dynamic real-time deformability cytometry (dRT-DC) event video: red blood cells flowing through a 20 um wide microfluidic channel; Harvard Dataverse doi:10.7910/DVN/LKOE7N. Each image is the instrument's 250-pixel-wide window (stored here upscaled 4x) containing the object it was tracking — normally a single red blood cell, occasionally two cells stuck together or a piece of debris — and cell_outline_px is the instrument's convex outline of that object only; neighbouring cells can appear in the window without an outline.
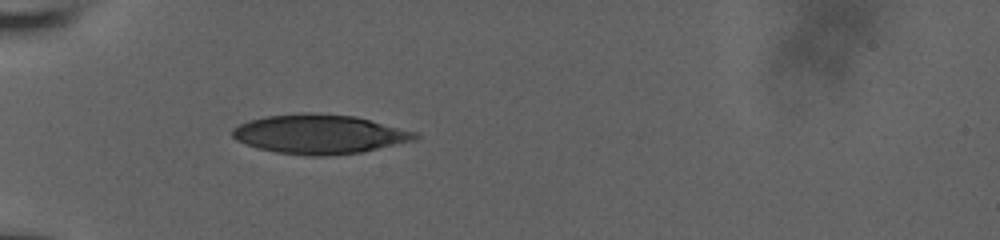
{"species": "human", "species_latin": "Homo sapiens", "temperature_condition": "room temperature", "stored_images_in_passage": 26, "camera_frame_rate_fps": 3000, "um_per_image_px": 0.085, "donor": {"sex": "male"}, "frame": {"image": 1, "passage_image": 1, "time_ms": 0.0, "image_size_px": [1000, 240], "cell_outline_px": [[420, 136], [416, 140], [360, 152], [328, 156], [312, 156], [276, 152], [260, 148], [236, 140], [232, 136], [232, 128], [248, 120], [264, 116], [300, 112], [312, 112], [356, 116], [420, 132]], "centroid_in_image_um": [27.19, 11.38], "position_along_channel_um": 57.8, "area_um2": 42.14}}
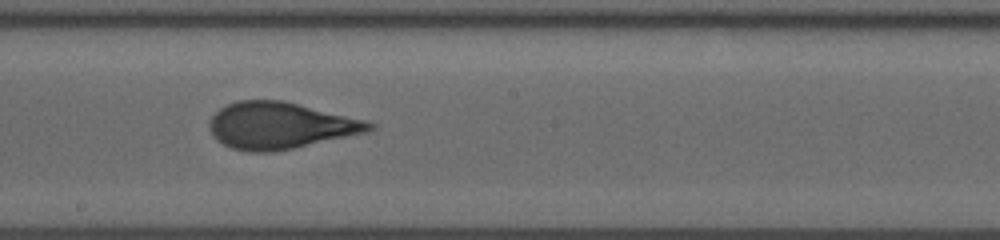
{"frame": {"image": 2, "passage_image": 12, "time_ms": 3.667, "image_size_px": [1000, 240], "cell_outline_px": [[376, 128], [368, 132], [292, 148], [272, 152], [248, 152], [232, 148], [216, 140], [212, 136], [208, 128], [208, 124], [212, 116], [220, 108], [236, 100], [284, 100], [364, 120], [376, 124]], "centroid_in_image_um": [23.78, 10.67], "position_along_channel_um": 224.4, "area_um2": 43.41}}
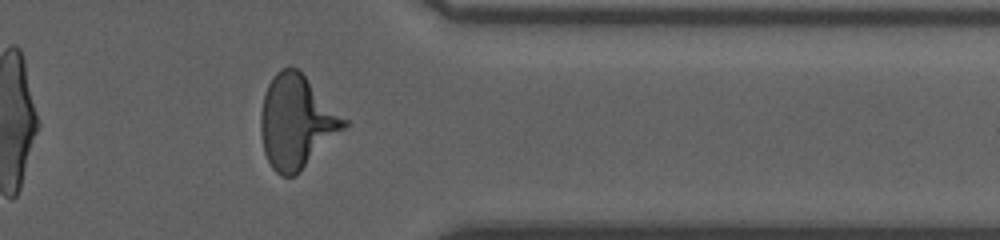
{"frame": {"image": 3, "passage_image": 21, "time_ms": 6.667, "image_size_px": [1000, 240], "cell_outline_px": [[348, 124], [296, 176], [280, 176], [272, 168], [264, 152], [260, 132], [260, 112], [264, 96], [268, 84], [272, 76], [280, 68], [296, 68], [348, 120]], "centroid_in_image_um": [25.17, 10.38], "position_along_channel_um": 386.2, "area_um2": 44.74}}